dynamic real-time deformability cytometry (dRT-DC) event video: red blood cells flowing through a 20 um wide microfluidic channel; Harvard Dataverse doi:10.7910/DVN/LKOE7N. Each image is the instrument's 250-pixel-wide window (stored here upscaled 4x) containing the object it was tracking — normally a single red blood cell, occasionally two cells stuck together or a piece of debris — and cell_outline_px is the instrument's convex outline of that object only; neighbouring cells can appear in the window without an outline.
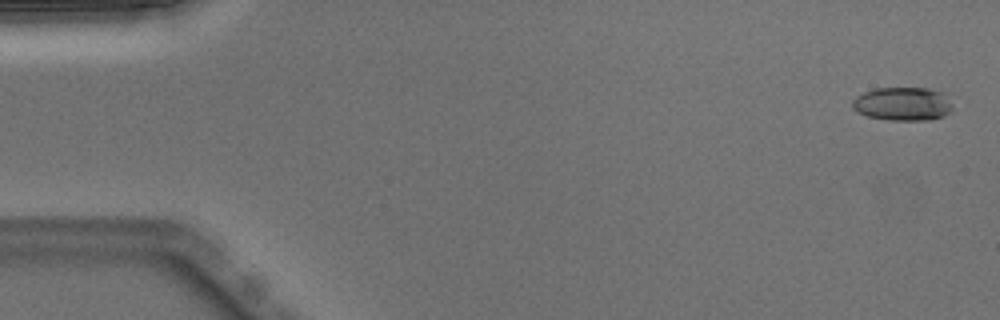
{"species": "Egyptian fruit bat (a non-hibernating species)", "species_latin": "Rousettus aegyptiacus", "temperature_condition": "warm", "stored_images_in_passage": 6, "camera_frame_rate_fps": 3000, "um_per_image_px": 0.085, "animal": {"sex": "male"}, "frame": {"image": 1, "passage_image": 1, "time_ms": 0.0, "image_size_px": [1000, 320], "cell_outline_px": [[952, 112], [944, 116], [928, 120], [888, 120], [868, 116], [856, 112], [852, 108], [852, 100], [856, 96], [864, 92], [876, 88], [928, 88], [940, 92], [952, 104]], "centroid_in_image_um": [76.7, 8.84], "position_along_channel_um": 8.3, "area_um2": 19.59}}
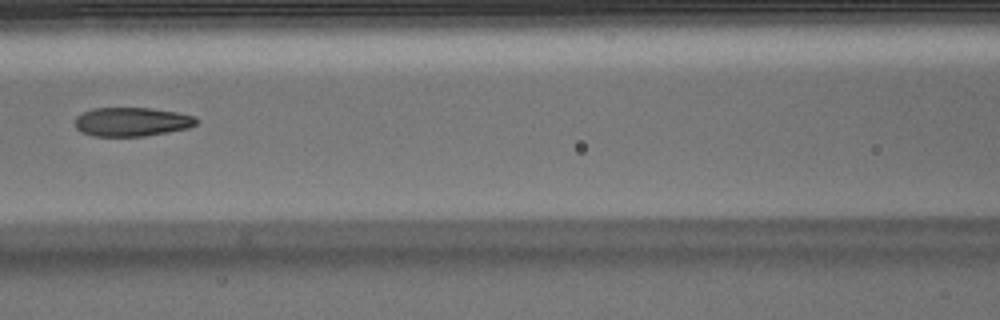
{"frame": {"image": 2, "passage_image": 6, "time_ms": 1.667, "image_size_px": [1000, 320], "cell_outline_px": [[200, 120], [196, 124], [188, 128], [168, 132], [144, 136], [92, 136], [80, 132], [76, 128], [76, 116], [92, 108], [148, 108], [176, 112], [192, 116]], "centroid_in_image_um": [11.19, 10.36], "position_along_channel_um": 155.4, "area_um2": 20.4}}